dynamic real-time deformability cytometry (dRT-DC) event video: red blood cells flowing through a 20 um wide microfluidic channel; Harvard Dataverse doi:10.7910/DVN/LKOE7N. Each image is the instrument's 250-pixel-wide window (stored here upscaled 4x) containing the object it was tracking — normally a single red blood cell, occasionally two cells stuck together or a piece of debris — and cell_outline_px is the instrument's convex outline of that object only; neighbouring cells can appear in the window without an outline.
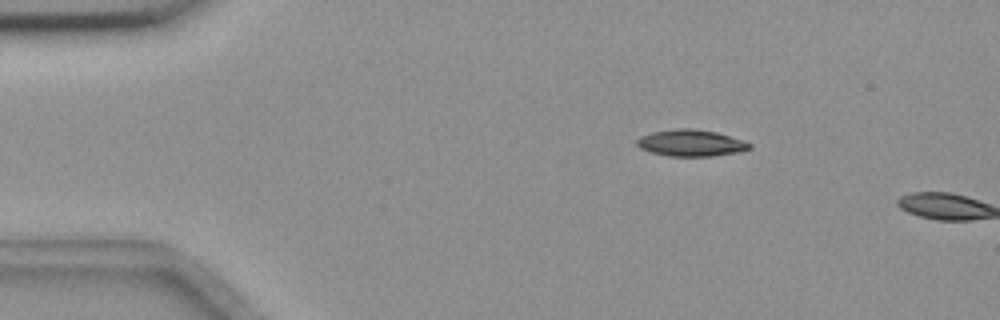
{"species": "common noctule bat (a hibernating species)", "species_latin": "Nyctalus noctula", "temperature_condition": "room temperature", "stored_images_in_passage": 2, "camera_frame_rate_fps": 3000, "um_per_image_px": 0.085, "animal": {"sex": "female", "body_mass_g": 18.4}, "frame": {"image": 1, "passage_image": 1, "time_ms": 0.0, "image_size_px": [1000, 320], "cell_outline_px": [[752, 148], [740, 152], [712, 156], [668, 156], [652, 152], [640, 148], [636, 144], [636, 140], [640, 136], [652, 132], [680, 128], [692, 128], [716, 132], [744, 140], [752, 144]], "centroid_in_image_um": [58.76, 12.15], "position_along_channel_um": 26.2, "area_um2": 17.51}}